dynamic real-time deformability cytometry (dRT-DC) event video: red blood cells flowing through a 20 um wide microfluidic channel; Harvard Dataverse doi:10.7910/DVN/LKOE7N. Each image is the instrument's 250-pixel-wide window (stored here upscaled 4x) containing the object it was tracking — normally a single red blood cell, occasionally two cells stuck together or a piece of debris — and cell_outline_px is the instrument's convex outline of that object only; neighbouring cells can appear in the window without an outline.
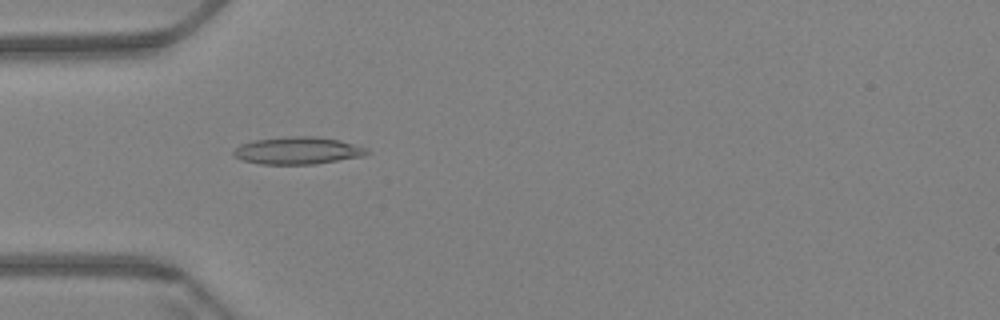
{"species": "Egyptian fruit bat (a non-hibernating species)", "species_latin": "Rousettus aegyptiacus", "temperature_condition": "warm", "stored_images_in_passage": 60, "camera_frame_rate_fps": 3000, "um_per_image_px": 0.085, "animal": {"sex": "female"}, "frame": {"image": 1, "passage_image": 19, "time_ms": 6.0, "image_size_px": [1000, 320], "cell_outline_px": [[372, 152], [364, 156], [312, 164], [260, 164], [244, 160], [232, 156], [232, 152], [240, 144], [252, 140], [288, 136], [316, 136], [336, 140], [368, 148]], "centroid_in_image_um": [25.28, 12.79], "position_along_channel_um": 59.7, "area_um2": 21.21}}
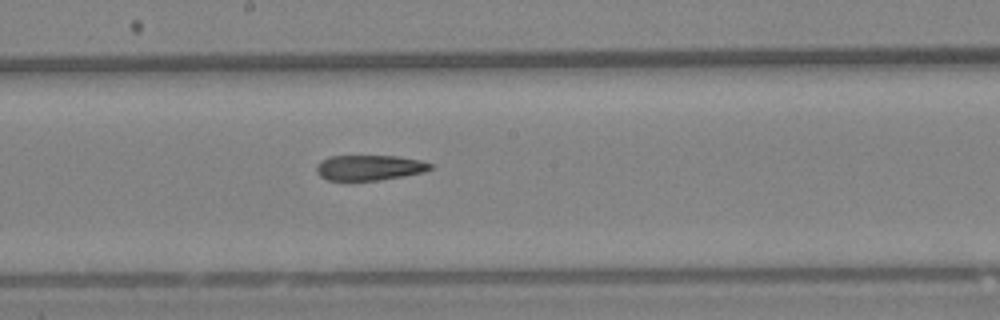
{"frame": {"image": 2, "passage_image": 33, "time_ms": 10.667, "image_size_px": [1000, 320], "cell_outline_px": [[432, 168], [424, 172], [404, 176], [380, 180], [328, 180], [320, 176], [316, 172], [316, 164], [320, 160], [328, 156], [396, 156], [420, 160], [432, 164]], "centroid_in_image_um": [31.37, 14.24], "position_along_channel_um": 216.8, "area_um2": 16.88}}
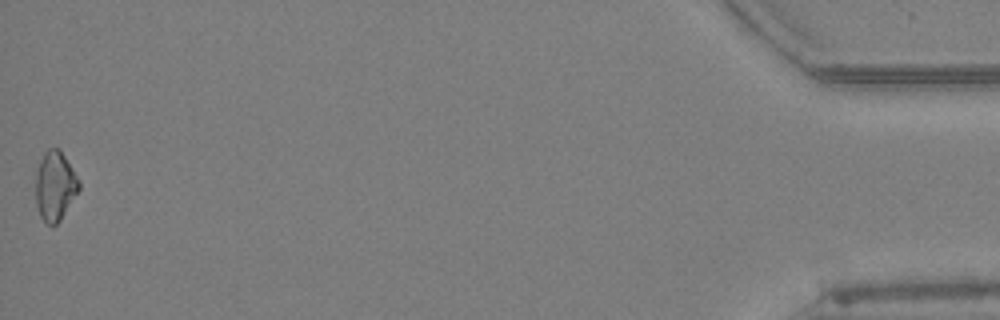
{"frame": {"image": 3, "passage_image": 60, "time_ms": 19.667, "image_size_px": [1000, 320], "cell_outline_px": [[80, 188], [60, 220], [56, 224], [48, 224], [40, 216], [36, 204], [36, 172], [40, 160], [44, 152], [48, 148], [60, 148], [80, 180]], "centroid_in_image_um": [4.68, 15.76], "position_along_channel_um": 430.5, "area_um2": 17.46}, "authors_computed_cell_mechanics": {"area_um2": 18.2648, "velocity_mm_per_s": 3.4417, "shape_relaxation_time_tau1_ms": null, "shape_relaxation_time_tau2_ms": 8.6843, "deformation_change_tau1": null, "deformation_change_tau2": 0.1972}}